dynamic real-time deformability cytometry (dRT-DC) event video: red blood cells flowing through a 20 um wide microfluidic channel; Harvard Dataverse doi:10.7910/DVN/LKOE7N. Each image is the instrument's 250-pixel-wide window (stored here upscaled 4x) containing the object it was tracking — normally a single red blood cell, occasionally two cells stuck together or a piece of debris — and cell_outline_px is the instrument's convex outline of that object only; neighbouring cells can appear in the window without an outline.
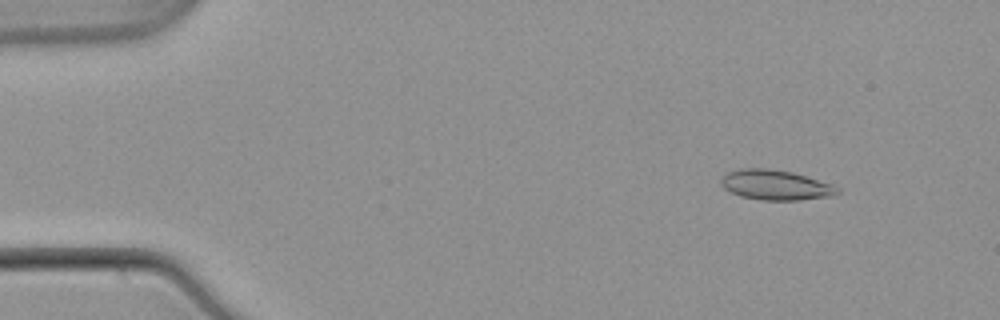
{"species": "common noctule bat (a hibernating species)", "species_latin": "Nyctalus noctula", "temperature_condition": "warm", "stored_images_in_passage": 53, "camera_frame_rate_fps": 3000, "um_per_image_px": 0.085, "animal": {"sex": "male", "body_mass_g": 21.5, "forearm_length_mm": 52.0}, "frame": {"image": 1, "passage_image": 6, "time_ms": 1.667, "image_size_px": [1000, 320], "cell_outline_px": [[840, 192], [836, 196], [800, 200], [764, 200], [740, 196], [724, 188], [720, 184], [720, 180], [728, 172], [740, 168], [768, 168], [792, 172], [832, 184], [840, 188]], "centroid_in_image_um": [65.96, 15.73], "position_along_channel_um": 19.0, "area_um2": 20.46}}
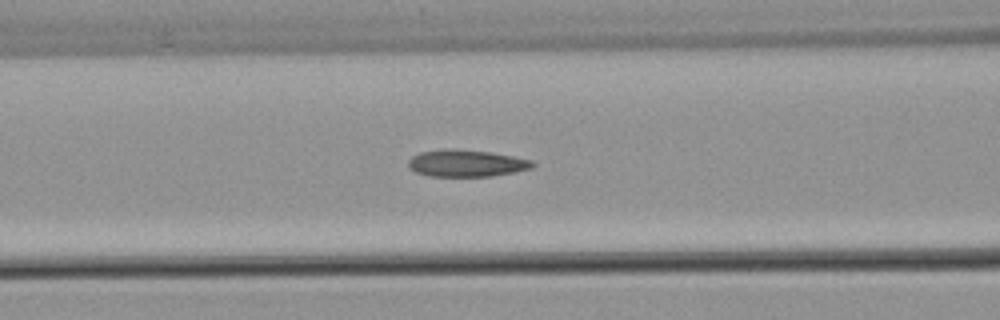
{"frame": {"image": 2, "passage_image": 22, "time_ms": 7.0, "image_size_px": [1000, 320], "cell_outline_px": [[536, 164], [532, 168], [492, 176], [428, 176], [416, 172], [408, 164], [408, 160], [412, 156], [420, 152], [492, 152], [532, 160]], "centroid_in_image_um": [39.71, 13.93], "position_along_channel_um": 126.9, "area_um2": 18.38}}
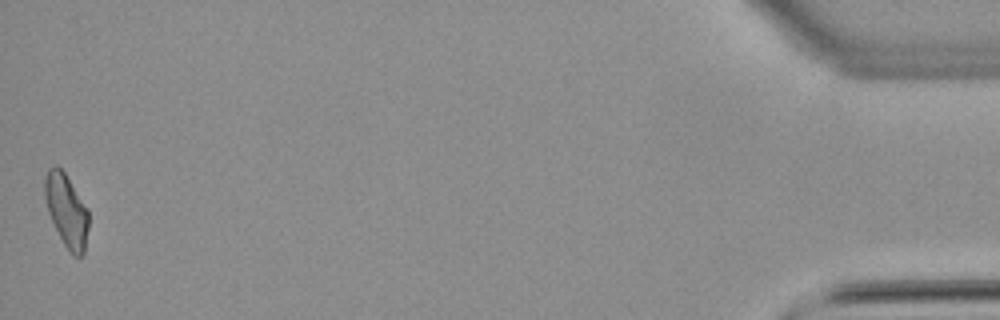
{"frame": {"image": 3, "passage_image": 53, "time_ms": 17.333, "image_size_px": [1000, 320], "cell_outline_px": [[88, 228], [84, 252], [80, 256], [72, 256], [64, 244], [48, 212], [44, 196], [44, 180], [48, 168], [56, 164], [64, 172], [88, 208]], "centroid_in_image_um": [5.65, 17.87], "position_along_channel_um": 429.6, "area_um2": 18.5}, "authors_computed_cell_mechanics": {"area_um2": 19.074, "velocity_mm_per_s": 3.8638, "shape_relaxation_time_tau1_ms": null, "shape_relaxation_time_tau2_ms": 3.638, "deformation_change_tau1": null, "deformation_change_tau2": 0.1168}}